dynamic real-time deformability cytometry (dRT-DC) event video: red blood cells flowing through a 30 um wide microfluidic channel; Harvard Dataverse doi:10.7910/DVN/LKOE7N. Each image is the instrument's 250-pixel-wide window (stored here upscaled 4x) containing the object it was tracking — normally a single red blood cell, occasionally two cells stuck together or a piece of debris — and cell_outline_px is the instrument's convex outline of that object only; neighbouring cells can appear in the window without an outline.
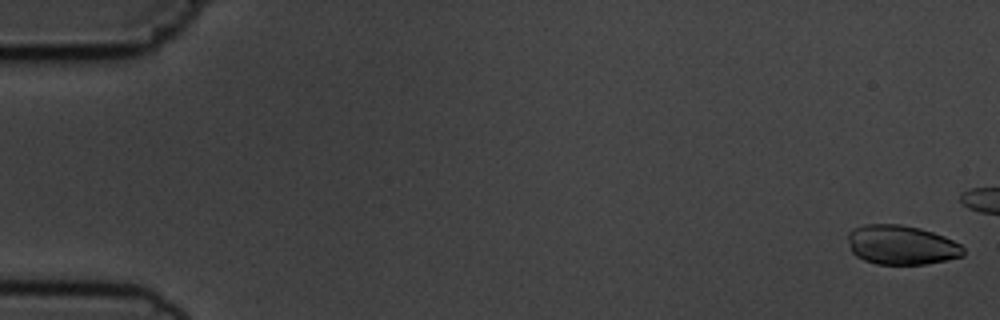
{"species": "common noctule bat (a hibernating species)", "species_latin": "Nyctalus noctula", "temperature_condition": "cold", "stored_images_in_passage": 6, "camera_frame_rate_fps": 3000, "um_per_image_px": 0.085, "animal": {"sex": "male", "body_mass_g": 19.5, "forearm_length_mm": 54.6}, "frame": {"image": 1, "passage_image": 1, "time_ms": 0.0, "image_size_px": [1000, 320], "cell_outline_px": [[964, 256], [924, 264], [876, 264], [864, 260], [856, 256], [852, 252], [848, 240], [848, 232], [852, 228], [864, 224], [900, 224], [920, 228], [944, 236], [960, 244], [964, 248]], "centroid_in_image_um": [76.6, 20.81], "position_along_channel_um": 8.4, "area_um2": 26.53}}